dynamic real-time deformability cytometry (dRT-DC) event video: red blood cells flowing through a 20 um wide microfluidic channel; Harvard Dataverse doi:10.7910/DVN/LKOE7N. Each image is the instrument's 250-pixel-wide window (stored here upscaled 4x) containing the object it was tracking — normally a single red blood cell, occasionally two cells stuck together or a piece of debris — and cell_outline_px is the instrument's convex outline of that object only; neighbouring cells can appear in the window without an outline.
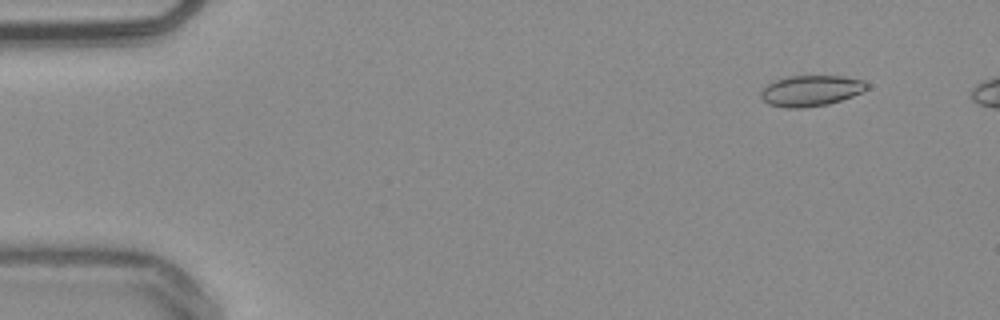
{"species": "common noctule bat (a hibernating species)", "species_latin": "Nyctalus noctula", "temperature_condition": "warm", "stored_images_in_passage": 50, "camera_frame_rate_fps": 3000, "um_per_image_px": 0.085, "animal": {"sex": "male", "body_mass_g": 20.4}, "frame": {"image": 1, "passage_image": 5, "time_ms": 1.333, "image_size_px": [1000, 320], "cell_outline_px": [[868, 88], [852, 96], [828, 104], [804, 108], [788, 108], [768, 104], [760, 96], [760, 92], [768, 84], [776, 80], [788, 76], [840, 76], [864, 80], [868, 84]], "centroid_in_image_um": [68.92, 7.71], "position_along_channel_um": 16.1, "area_um2": 18.9}}
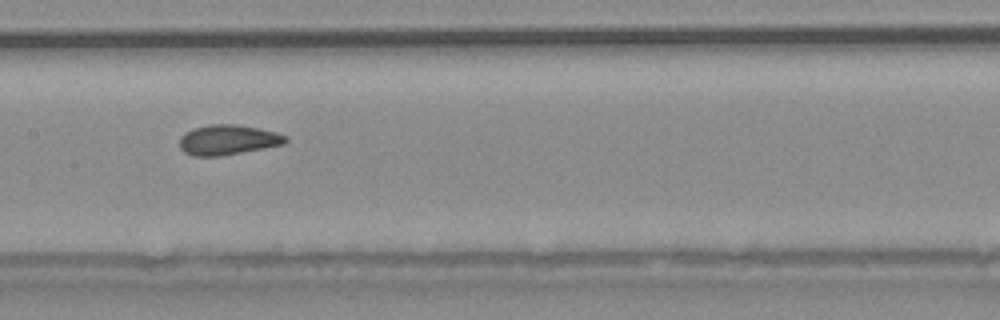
{"frame": {"image": 2, "passage_image": 27, "time_ms": 8.667, "image_size_px": [1000, 320], "cell_outline_px": [[288, 140], [284, 144], [264, 148], [220, 156], [192, 156], [184, 152], [180, 148], [180, 136], [192, 128], [208, 124], [236, 124], [260, 128], [276, 132], [288, 136]], "centroid_in_image_um": [19.37, 11.88], "position_along_channel_um": 188.0, "area_um2": 18.73}}
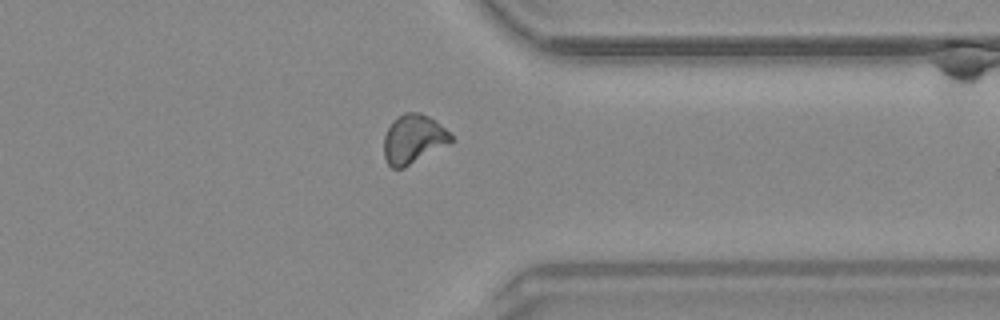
{"frame": {"image": 3, "passage_image": 42, "time_ms": 13.667, "image_size_px": [1000, 320], "cell_outline_px": [[452, 140], [448, 144], [404, 168], [392, 168], [388, 164], [384, 156], [384, 136], [392, 120], [404, 112], [420, 112], [436, 120], [452, 136]], "centroid_in_image_um": [35.11, 11.81], "position_along_channel_um": 376.3, "area_um2": 19.07}, "authors_computed_cell_mechanics": {"area_um2": 18.6983, "velocity_mm_per_s": 3.8268, "shape_relaxation_time_tau1_ms": null, "shape_relaxation_time_tau2_ms": 1.094, "deformation_change_tau1": null, "deformation_change_tau2": 0.0428}}